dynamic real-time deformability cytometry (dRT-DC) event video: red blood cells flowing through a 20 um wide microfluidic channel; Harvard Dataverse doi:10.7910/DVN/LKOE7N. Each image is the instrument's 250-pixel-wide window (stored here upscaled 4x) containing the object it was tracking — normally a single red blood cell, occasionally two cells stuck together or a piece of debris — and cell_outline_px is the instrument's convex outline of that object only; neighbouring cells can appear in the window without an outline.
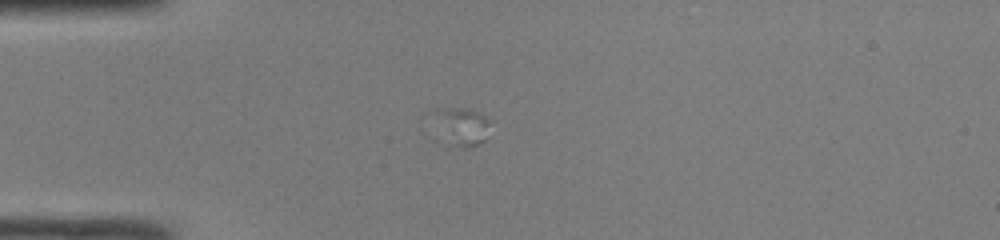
{"species": "common noctule bat (a hibernating species)", "species_latin": "Nyctalus noctula", "temperature_condition": "room temperature", "stored_images_in_passage": 1, "camera_frame_rate_fps": 3000, "um_per_image_px": 0.085, "animal": {"sex": "male", "body_mass_g": 19.0, "forearm_length_mm": 50.8}, "frame": {"image": 1, "passage_image": 1, "time_ms": 0.0, "image_size_px": [1000, 240], "cell_outline_px": [[492, 120], [488, 136], [484, 140], [476, 144], [464, 148], [452, 144], [436, 108], [460, 108], [476, 112]], "centroid_in_image_um": [39.5, 10.72], "position_along_channel_um": 45.5, "area_um2": 10.92}}